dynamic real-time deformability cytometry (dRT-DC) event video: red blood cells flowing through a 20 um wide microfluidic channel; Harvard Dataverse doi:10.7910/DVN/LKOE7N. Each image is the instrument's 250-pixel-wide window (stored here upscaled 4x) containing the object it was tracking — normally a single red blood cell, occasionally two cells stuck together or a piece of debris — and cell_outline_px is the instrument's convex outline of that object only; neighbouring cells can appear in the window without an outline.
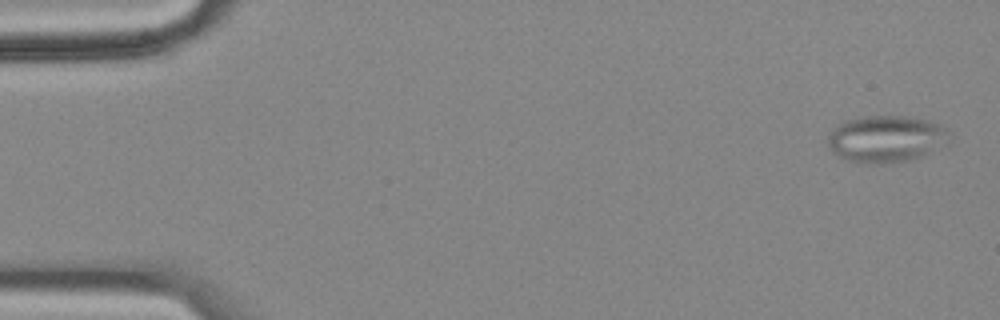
{"species": "common noctule bat (a hibernating species)", "species_latin": "Nyctalus noctula", "temperature_condition": "cold", "stored_images_in_passage": 57, "segment_of_instrument_passage": [1, 2], "camera_frame_rate_fps": 3000, "um_per_image_px": 0.085, "animal": {"sex": "female", "body_mass_g": 18.4}, "frame": {"image": 1, "passage_image": 2, "time_ms": 0.333, "image_size_px": [1000, 320], "cell_outline_px": [[952, 136], [948, 144], [908, 160], [880, 164], [876, 164], [852, 160], [836, 152], [828, 144], [828, 136], [836, 128], [852, 120], [872, 116], [900, 116], [924, 120], [952, 132]], "centroid_in_image_um": [75.41, 11.81], "position_along_channel_um": 9.6, "area_um2": 31.73}}
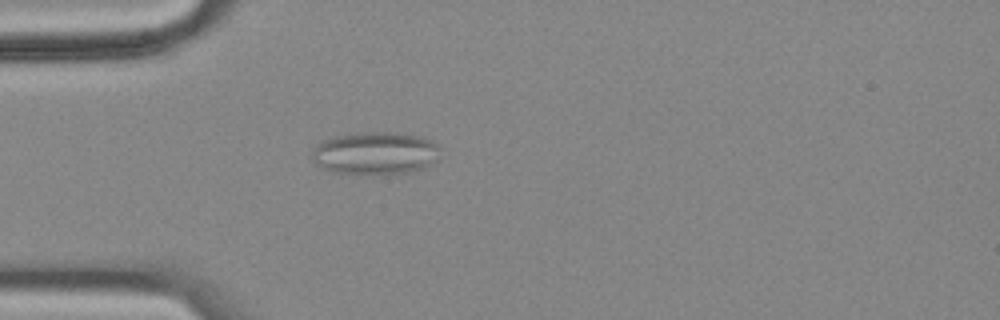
{"frame": {"image": 2, "passage_image": 16, "time_ms": 5.0, "image_size_px": [1000, 320], "cell_outline_px": [[440, 148], [436, 160], [424, 168], [408, 172], [336, 172], [316, 164], [312, 160], [312, 152], [324, 140], [336, 136], [360, 132], [396, 132], [420, 136], [432, 140]], "centroid_in_image_um": [31.94, 12.98], "position_along_channel_um": 53.1, "area_um2": 31.04}}